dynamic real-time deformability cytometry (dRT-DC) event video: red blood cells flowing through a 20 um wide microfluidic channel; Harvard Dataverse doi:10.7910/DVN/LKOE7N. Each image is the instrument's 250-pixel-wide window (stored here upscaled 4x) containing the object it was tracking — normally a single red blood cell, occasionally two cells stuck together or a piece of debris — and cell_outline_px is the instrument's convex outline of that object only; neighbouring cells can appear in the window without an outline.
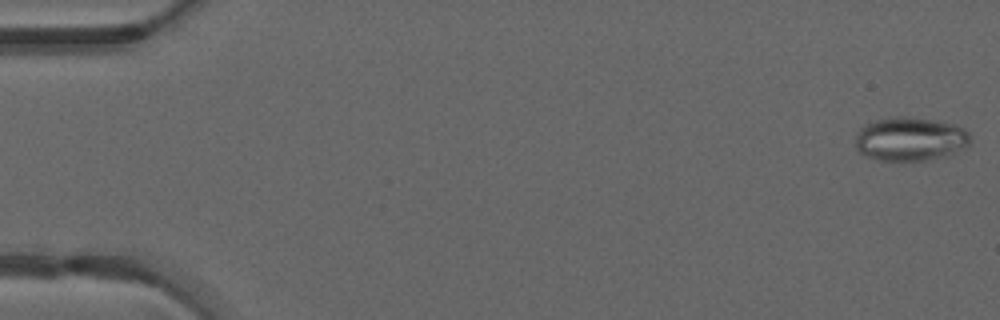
{"species": "common noctule bat (a hibernating species)", "species_latin": "Nyctalus noctula", "temperature_condition": "warm", "stored_images_in_passage": 23, "camera_frame_rate_fps": 3000, "um_per_image_px": 0.085, "animal": {"sex": "male", "forearm_length_mm": 52.5}, "frame": {"image": 1, "passage_image": 1, "time_ms": 0.0, "image_size_px": [1000, 320], "cell_outline_px": [[972, 140], [968, 144], [952, 156], [904, 164], [880, 160], [864, 156], [856, 148], [856, 132], [864, 124], [876, 120], [892, 116], [904, 116], [936, 120], [956, 124], [964, 128], [968, 132]], "centroid_in_image_um": [77.38, 11.85], "position_along_channel_um": 7.6, "area_um2": 30.52}}
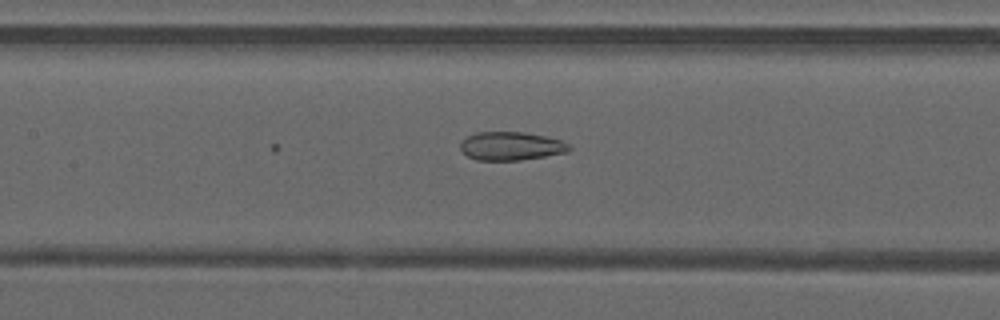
{"frame": {"image": 2, "passage_image": 23, "time_ms": 7.333, "image_size_px": [1000, 320], "cell_outline_px": [[572, 148], [568, 152], [520, 160], [476, 160], [468, 156], [460, 148], [460, 140], [476, 132], [524, 132], [544, 136], [560, 140], [568, 144]], "centroid_in_image_um": [43.42, 12.41], "position_along_channel_um": 164.0, "area_um2": 17.98}}